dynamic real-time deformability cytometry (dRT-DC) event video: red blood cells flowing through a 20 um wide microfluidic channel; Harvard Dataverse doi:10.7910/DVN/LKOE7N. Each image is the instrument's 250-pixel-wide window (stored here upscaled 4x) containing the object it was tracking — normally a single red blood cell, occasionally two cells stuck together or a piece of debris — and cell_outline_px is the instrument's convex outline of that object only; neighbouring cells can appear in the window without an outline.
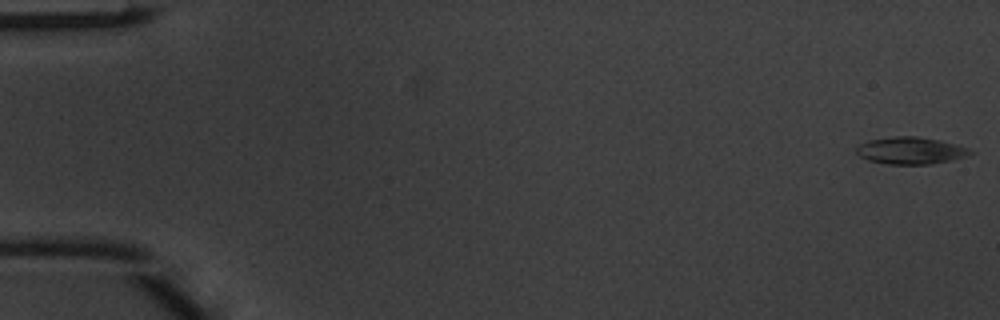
{"species": "common noctule bat (a hibernating species)", "species_latin": "Nyctalus noctula", "temperature_condition": "warm", "stored_images_in_passage": 14, "camera_frame_rate_fps": 3000, "um_per_image_px": 0.085, "animal": {"sex": "male", "body_mass_g": 20.1, "forearm_length_mm": 53.5}, "frame": {"image": 1, "passage_image": 1, "time_ms": 0.0, "image_size_px": [1000, 320], "cell_outline_px": [[976, 152], [952, 160], [932, 164], [888, 164], [868, 160], [860, 156], [856, 152], [856, 148], [860, 144], [868, 140], [896, 136], [916, 136], [940, 140], [968, 148]], "centroid_in_image_um": [77.4, 12.8], "position_along_channel_um": 7.6, "area_um2": 17.86}}